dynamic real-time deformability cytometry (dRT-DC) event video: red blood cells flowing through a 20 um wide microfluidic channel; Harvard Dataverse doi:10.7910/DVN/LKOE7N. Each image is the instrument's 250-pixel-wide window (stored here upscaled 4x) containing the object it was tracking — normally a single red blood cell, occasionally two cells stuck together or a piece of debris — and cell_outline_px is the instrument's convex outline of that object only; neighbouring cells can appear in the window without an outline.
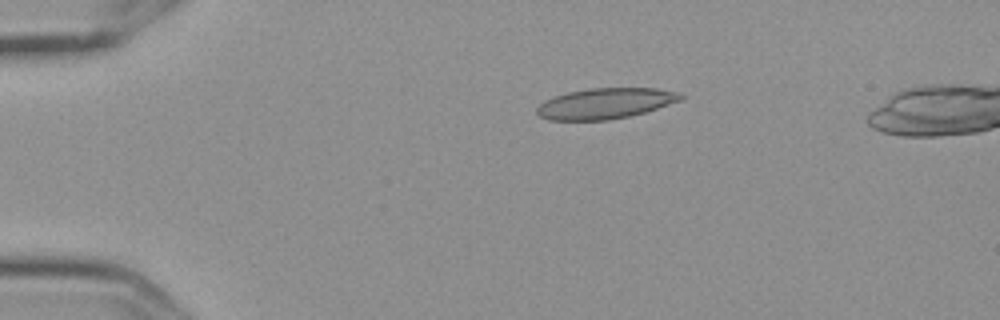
{"species": "Egyptian fruit bat (a non-hibernating species)", "species_latin": "Rousettus aegyptiacus", "temperature_condition": "cold", "stored_images_in_passage": 15, "camera_frame_rate_fps": 3000, "um_per_image_px": 0.085, "frame": {"image": 1, "passage_image": 3, "time_ms": 0.667, "image_size_px": [1000, 320], "cell_outline_px": [[684, 96], [680, 100], [644, 112], [628, 116], [608, 120], [548, 120], [540, 116], [536, 112], [536, 108], [544, 100], [568, 92], [588, 88], [656, 88], [672, 92]], "centroid_in_image_um": [51.37, 8.79], "position_along_channel_um": 33.6, "area_um2": 25.32}}
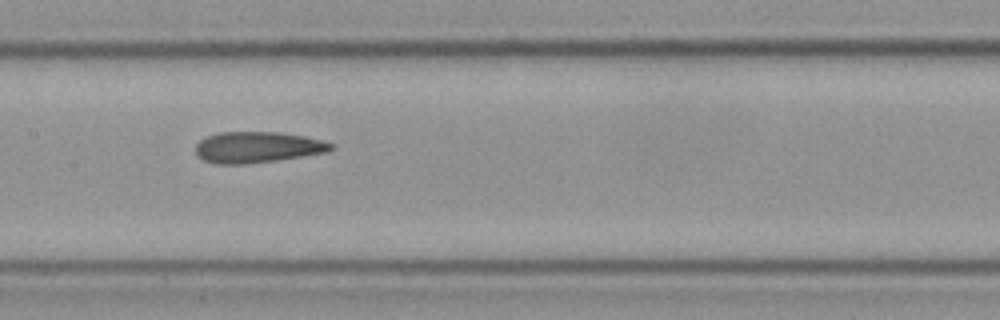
{"frame": {"image": 2, "passage_image": 8, "time_ms": 2.333, "image_size_px": [1000, 320], "cell_outline_px": [[336, 148], [328, 152], [244, 164], [216, 164], [204, 160], [196, 152], [196, 144], [204, 136], [220, 132], [280, 132], [304, 136], [324, 140], [336, 144]], "centroid_in_image_um": [21.91, 12.5], "position_along_channel_um": 185.5, "area_um2": 24.51}}
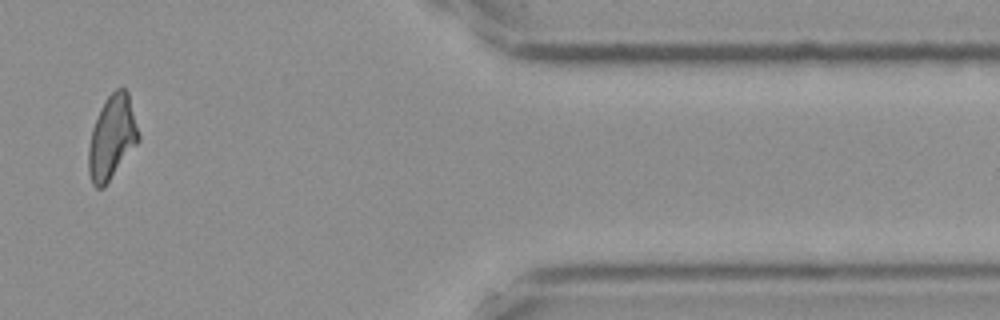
{"frame": {"image": 3, "passage_image": 13, "time_ms": 4.0, "image_size_px": [1000, 320], "cell_outline_px": [[140, 140], [104, 188], [96, 188], [92, 184], [88, 172], [88, 148], [92, 128], [100, 108], [104, 100], [116, 88], [124, 88], [128, 92], [140, 136]], "centroid_in_image_um": [9.51, 11.7], "position_along_channel_um": 401.9, "area_um2": 24.51}}